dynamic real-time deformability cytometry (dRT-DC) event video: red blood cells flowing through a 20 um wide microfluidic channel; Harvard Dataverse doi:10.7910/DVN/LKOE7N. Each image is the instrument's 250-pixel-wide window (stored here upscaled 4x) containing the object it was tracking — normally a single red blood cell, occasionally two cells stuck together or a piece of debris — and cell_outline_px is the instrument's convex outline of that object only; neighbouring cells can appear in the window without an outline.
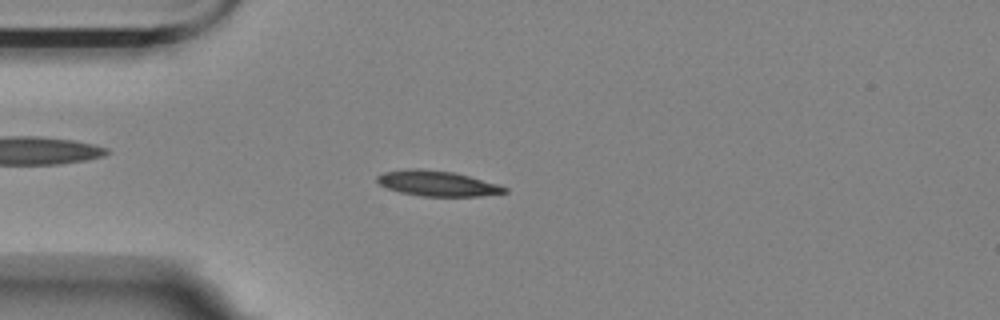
{"species": "Egyptian fruit bat (a non-hibernating species)", "species_latin": "Rousettus aegyptiacus", "temperature_condition": "room temperature", "stored_images_in_passage": 56, "camera_frame_rate_fps": 3000, "um_per_image_px": 0.085, "animal": {"sex": "female"}, "frame": {"image": 1, "passage_image": 14, "time_ms": 4.333, "image_size_px": [1000, 320], "cell_outline_px": [[508, 192], [480, 196], [420, 196], [400, 192], [388, 188], [380, 184], [376, 180], [376, 176], [384, 172], [408, 168], [420, 168], [456, 172], [496, 184], [508, 188]], "centroid_in_image_um": [37.15, 15.58], "position_along_channel_um": 47.9, "area_um2": 18.84}}
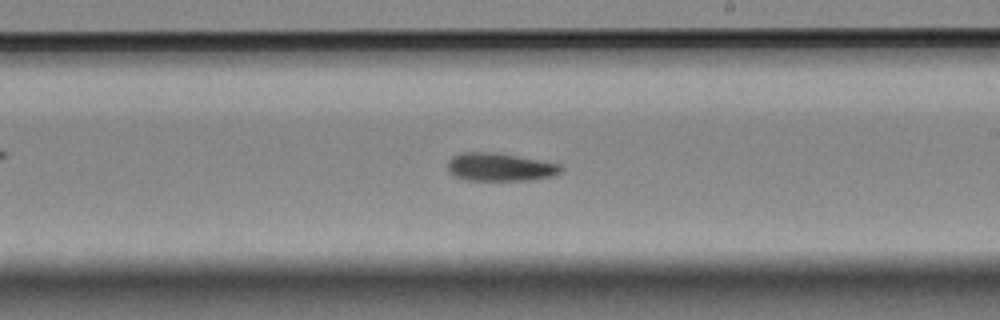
{"frame": {"image": 2, "passage_image": 32, "time_ms": 10.333, "image_size_px": [1000, 320], "cell_outline_px": [[564, 168], [560, 172], [552, 176], [532, 180], [464, 180], [452, 176], [448, 172], [448, 160], [452, 156], [460, 152], [492, 152], [516, 156], [560, 164]], "centroid_in_image_um": [42.44, 14.21], "position_along_channel_um": 246.6, "area_um2": 18.61}}
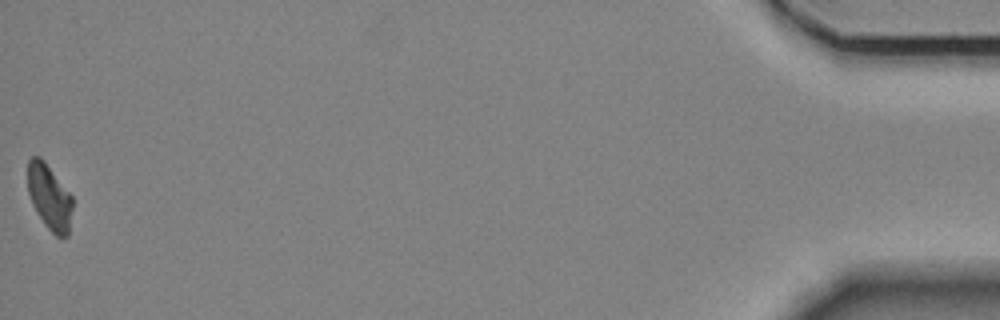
{"frame": {"image": 3, "passage_image": 56, "time_ms": 18.333, "image_size_px": [1000, 320], "cell_outline_px": [[72, 208], [68, 236], [56, 236], [44, 224], [36, 212], [32, 204], [28, 192], [28, 160], [32, 156], [40, 156], [44, 160], [72, 196]], "centroid_in_image_um": [4.19, 16.74], "position_along_channel_um": 431.0, "area_um2": 16.99}, "authors_computed_cell_mechanics": {"area_um2": 18.0336, "velocity_mm_per_s": 3.5042, "shape_relaxation_time_tau1_ms": 6.3741, "shape_relaxation_time_tau2_ms": 5.2971, "deformation_change_tau1": 0.1539, "deformation_change_tau2": 0.0823}}